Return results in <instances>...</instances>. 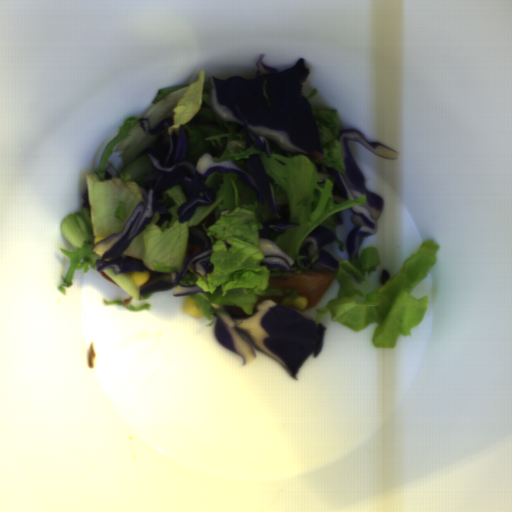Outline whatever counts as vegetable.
Instances as JSON below:
<instances>
[{"mask_svg":"<svg viewBox=\"0 0 512 512\" xmlns=\"http://www.w3.org/2000/svg\"><path fill=\"white\" fill-rule=\"evenodd\" d=\"M211 84L205 81L204 70L197 72L191 83L159 89L152 104L144 110L151 130L165 118H172L170 132L183 129L187 140L185 161L196 164L203 154H211L218 162L248 159L258 154L263 169L271 176L275 200L278 206L287 207L289 217L296 226L290 227L274 242L279 249L295 260L299 270L282 271L261 266L264 253L260 246L259 231L263 224L277 219L266 203L258 198L233 172L213 173L206 179L207 188L216 192L212 203L198 205L190 219L179 222L178 210L187 203L180 184L169 185L160 195L159 203L167 206L171 213L168 221L157 226L160 212L154 213L144 231L132 237L123 251V256L140 259L145 268L170 273L179 271L186 258L189 245L188 230L200 224L215 210V223L204 228L212 241L211 271L201 274H186L180 287L198 285L203 293L193 297L202 314L211 318L207 324L215 326L213 313H226L219 305L240 307L252 314L260 298L298 297L297 289L270 288L269 280L274 276L300 274L311 269L304 265L300 248L309 233L317 226L326 227L335 235L340 252L343 243L338 235V225L345 224L343 212L356 204L367 202L368 196L353 198L343 204L334 201L333 187L329 179L321 182L314 164H325L345 175L346 164L341 143L337 136L345 126L336 109L312 108L317 123L322 153H293L281 149L268 140L270 155L252 143L245 148L244 131H237L241 124L222 120L210 102ZM198 115L220 124L221 130L203 125H187L191 115Z\"/></svg>","mask_w":512,"mask_h":512,"instance_id":"add77e79","label":"vegetable"},{"mask_svg":"<svg viewBox=\"0 0 512 512\" xmlns=\"http://www.w3.org/2000/svg\"><path fill=\"white\" fill-rule=\"evenodd\" d=\"M155 141L156 136L141 129L136 117H128L106 145L97 168L86 174L83 192L88 190L89 209L83 204L62 222V231L73 248H59L71 261L58 287L65 297L64 287L72 286L74 271L82 268L83 274L90 267L96 269V262L103 258L92 249L120 232L139 204L144 203L137 184L151 174L153 166L147 156L140 154ZM104 171L113 177L105 179Z\"/></svg>","mask_w":512,"mask_h":512,"instance_id":"ea0f7189","label":"vegetable"},{"mask_svg":"<svg viewBox=\"0 0 512 512\" xmlns=\"http://www.w3.org/2000/svg\"><path fill=\"white\" fill-rule=\"evenodd\" d=\"M440 245L428 238L415 254L409 256L394 275L371 294H361L354 283L365 282L380 265L381 253L370 243L350 261L339 262L335 277L339 292L331 301L324 302L312 319L317 325L325 315L355 330L366 329L378 323L373 330L372 342L379 348H391L399 336H408L412 327L419 324L427 309V297H414L416 288L430 275L435 265Z\"/></svg>","mask_w":512,"mask_h":512,"instance_id":"f7b5029e","label":"vegetable"},{"mask_svg":"<svg viewBox=\"0 0 512 512\" xmlns=\"http://www.w3.org/2000/svg\"><path fill=\"white\" fill-rule=\"evenodd\" d=\"M103 272L120 288L127 291L131 298L126 300H103L104 305H115L126 307L130 312H137L141 309H150V305L146 302L141 306L135 307L132 305V299L143 300L144 298H150L152 292H142L140 289L141 284L137 285L132 279L129 271L116 273L115 269L110 267L104 268Z\"/></svg>","mask_w":512,"mask_h":512,"instance_id":"96ceb2fe","label":"vegetable"},{"mask_svg":"<svg viewBox=\"0 0 512 512\" xmlns=\"http://www.w3.org/2000/svg\"><path fill=\"white\" fill-rule=\"evenodd\" d=\"M316 90H317V87H316L315 89H313L309 95L305 96V97H306V99L308 100V99H309V98H311L313 95H315V94H316Z\"/></svg>","mask_w":512,"mask_h":512,"instance_id":"f1789d4c","label":"vegetable"}]
</instances>
